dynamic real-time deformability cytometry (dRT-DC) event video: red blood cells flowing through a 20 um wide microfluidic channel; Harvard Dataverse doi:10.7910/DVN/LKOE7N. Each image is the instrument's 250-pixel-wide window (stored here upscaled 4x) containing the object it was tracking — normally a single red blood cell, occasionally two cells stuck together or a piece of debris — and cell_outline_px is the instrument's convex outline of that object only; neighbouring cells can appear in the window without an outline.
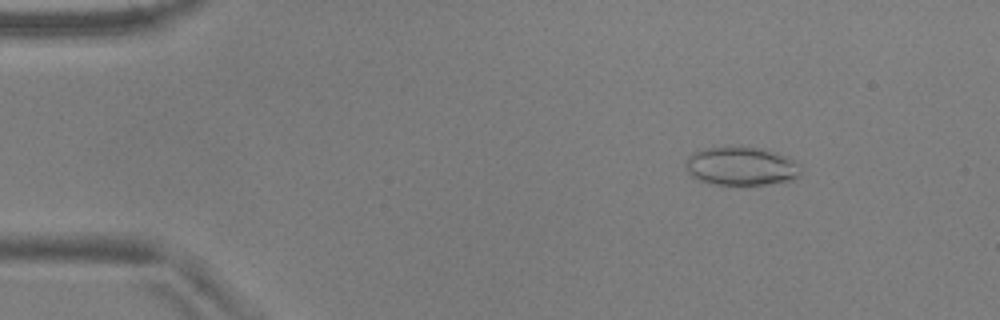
{"species": "common noctule bat (a hibernating species)", "species_latin": "Nyctalus noctula", "temperature_condition": "warm", "stored_images_in_passage": 54, "camera_frame_rate_fps": 3000, "um_per_image_px": 0.085, "animal": {"sex": "male", "body_mass_g": 17.9, "forearm_length_mm": 54.2}, "frame": {"image": 1, "passage_image": 7, "time_ms": 2.0, "image_size_px": [1000, 320], "cell_outline_px": [[800, 176], [792, 180], [768, 184], [716, 184], [700, 180], [692, 176], [688, 172], [684, 164], [684, 160], [688, 156], [704, 148], [764, 148], [788, 156], [800, 164]], "centroid_in_image_um": [63.04, 14.13], "position_along_channel_um": 22.0, "area_um2": 25.66}}
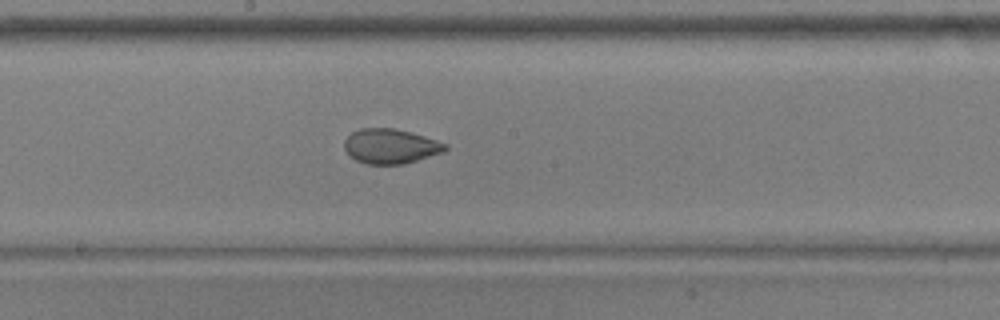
{"frame": {"image": 2, "passage_image": 29, "time_ms": 9.333, "image_size_px": [1000, 320], "cell_outline_px": [[448, 148], [444, 152], [404, 164], [368, 164], [356, 160], [344, 148], [344, 140], [352, 132], [360, 128], [392, 128], [412, 132], [448, 144]], "centroid_in_image_um": [33.22, 12.42], "position_along_channel_um": 215.0, "area_um2": 20.4}}
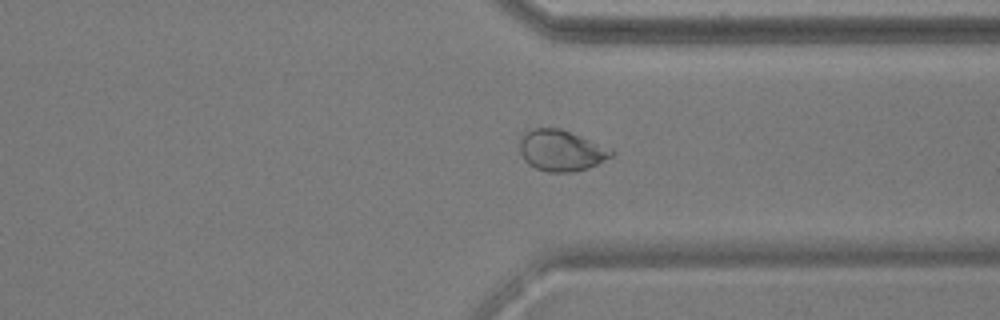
{"frame": {"image": 3, "passage_image": 41, "time_ms": 13.333, "image_size_px": [1000, 320], "cell_outline_px": [[616, 152], [612, 156], [588, 168], [572, 172], [548, 172], [536, 168], [528, 164], [524, 160], [520, 152], [520, 140], [524, 132], [532, 128], [560, 128], [612, 148]], "centroid_in_image_um": [47.7, 12.79], "position_along_channel_um": 363.7, "area_um2": 22.02}, "authors_computed_cell_mechanics": {"area_um2": 23.12, "velocity_mm_per_s": 3.7172, "shape_relaxation_time_tau1_ms": 10.7684, "shape_relaxation_time_tau2_ms": null, "deformation_change_tau1": 0.2044, "deformation_change_tau2": null}}